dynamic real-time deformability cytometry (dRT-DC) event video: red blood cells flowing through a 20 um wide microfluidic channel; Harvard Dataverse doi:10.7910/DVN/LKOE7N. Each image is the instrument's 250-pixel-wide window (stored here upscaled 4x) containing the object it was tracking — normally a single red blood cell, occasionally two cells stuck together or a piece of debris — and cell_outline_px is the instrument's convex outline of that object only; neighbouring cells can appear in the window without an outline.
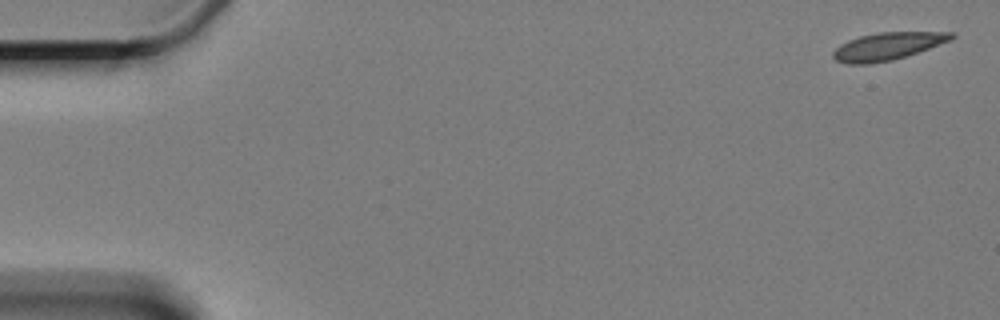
{"species": "Egyptian fruit bat (a non-hibernating species)", "species_latin": "Rousettus aegyptiacus", "temperature_condition": "cold", "stored_images_in_passage": 3, "segment_of_instrument_passage": [2, 2], "camera_frame_rate_fps": 3000, "um_per_image_px": 0.085, "animal": {"sex": "female"}, "frame": {"image": 1, "passage_image": 3, "time_ms": 2.333, "image_size_px": [1000, 320], "cell_outline_px": [[956, 36], [952, 40], [892, 60], [868, 64], [848, 64], [836, 60], [832, 56], [832, 52], [840, 44], [848, 40], [860, 36], [876, 32], [956, 32]], "centroid_in_image_um": [75.43, 3.92], "position_along_channel_um": 9.6, "area_um2": 18.9}}